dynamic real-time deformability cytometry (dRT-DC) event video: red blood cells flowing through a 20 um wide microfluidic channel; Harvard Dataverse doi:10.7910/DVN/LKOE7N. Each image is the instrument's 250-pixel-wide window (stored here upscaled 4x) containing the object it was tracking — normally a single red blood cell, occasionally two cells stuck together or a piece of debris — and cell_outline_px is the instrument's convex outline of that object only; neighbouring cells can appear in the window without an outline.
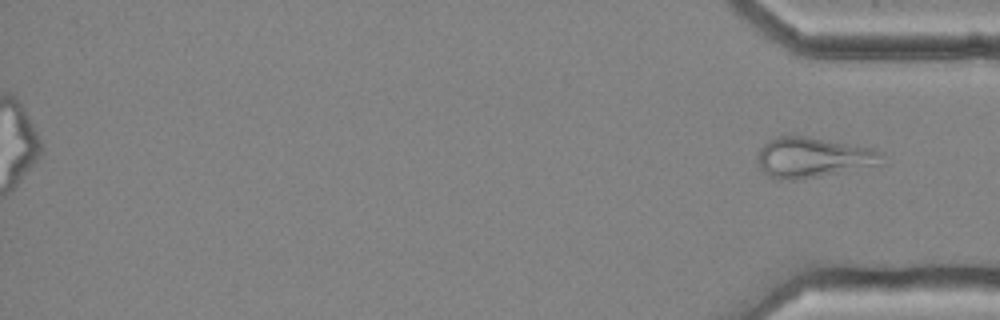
{"species": "common noctule bat (a hibernating species)", "species_latin": "Nyctalus noctula", "temperature_condition": "cold", "stored_images_in_passage": 45, "segment_of_instrument_passage": [2, 2], "camera_frame_rate_fps": 3000, "um_per_image_px": 0.085, "animal": {"sex": "female", "body_mass_g": 25.1}, "frame": {"image": 1, "passage_image": 45, "time_ms": 14.667, "image_size_px": [1000, 320], "cell_outline_px": [[884, 152], [880, 164], [848, 172], [800, 180], [772, 180], [760, 168], [756, 160], [756, 156], [760, 148], [768, 140], [784, 132], [872, 148]], "centroid_in_image_um": [69.04, 13.38], "position_along_channel_um": 366.2, "area_um2": 30.23}}